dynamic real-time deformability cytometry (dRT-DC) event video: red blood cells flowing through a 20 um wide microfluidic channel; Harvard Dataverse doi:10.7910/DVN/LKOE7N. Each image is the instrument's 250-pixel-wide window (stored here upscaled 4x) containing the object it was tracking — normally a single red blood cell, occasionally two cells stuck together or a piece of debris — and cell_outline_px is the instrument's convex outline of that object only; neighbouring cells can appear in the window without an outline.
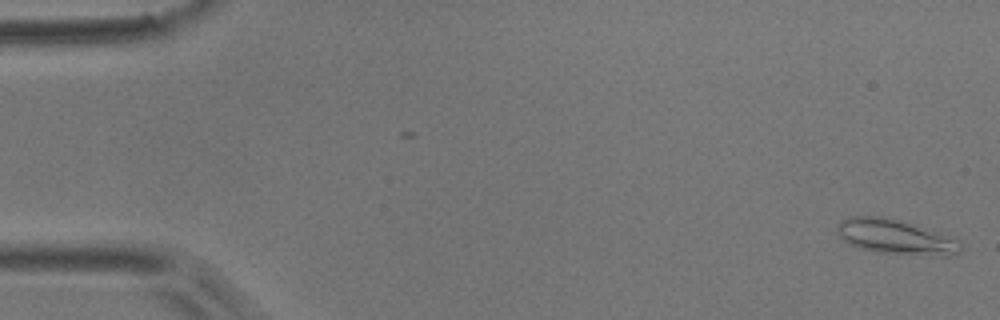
{"species": "common noctule bat (a hibernating species)", "species_latin": "Nyctalus noctula", "temperature_condition": "room temperature", "stored_images_in_passage": 5, "camera_frame_rate_fps": 3000, "um_per_image_px": 0.085, "animal": {"sex": "male", "body_mass_g": 17.9}, "frame": {"image": 1, "passage_image": 1, "time_ms": 0.0, "image_size_px": [1000, 320], "cell_outline_px": [[960, 252], [956, 256], [944, 256], [876, 252], [860, 248], [844, 240], [836, 232], [836, 224], [840, 220], [848, 216], [884, 216], [916, 224], [960, 240]], "centroid_in_image_um": [76.12, 20.12], "position_along_channel_um": 8.9, "area_um2": 25.26}}